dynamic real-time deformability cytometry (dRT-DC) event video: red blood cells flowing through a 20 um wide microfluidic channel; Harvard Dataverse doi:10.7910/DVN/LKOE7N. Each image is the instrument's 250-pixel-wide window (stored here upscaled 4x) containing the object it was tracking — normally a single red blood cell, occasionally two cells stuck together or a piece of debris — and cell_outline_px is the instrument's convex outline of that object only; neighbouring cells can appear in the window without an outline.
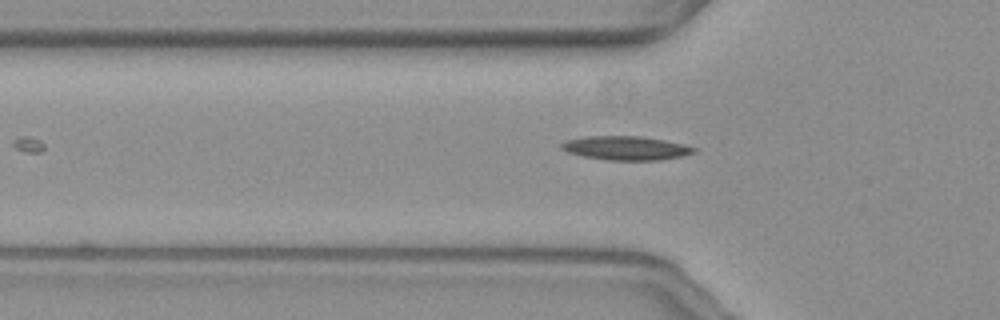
{"species": "common noctule bat (a hibernating species)", "species_latin": "Nyctalus noctula", "temperature_condition": "warm", "stored_images_in_passage": 14, "camera_frame_rate_fps": 3000, "um_per_image_px": 0.085, "animal": {"sex": "female", "body_mass_g": 19.3, "forearm_length_mm": 54.1}, "frame": {"image": 1, "passage_image": 2, "time_ms": 0.333, "image_size_px": [1000, 320], "cell_outline_px": [[696, 152], [680, 156], [660, 160], [608, 160], [584, 156], [568, 152], [560, 148], [560, 144], [568, 140], [588, 136], [640, 136], [664, 140], [684, 144], [696, 148]], "centroid_in_image_um": [53.21, 12.58], "position_along_channel_um": 72.6, "area_um2": 18.26}}
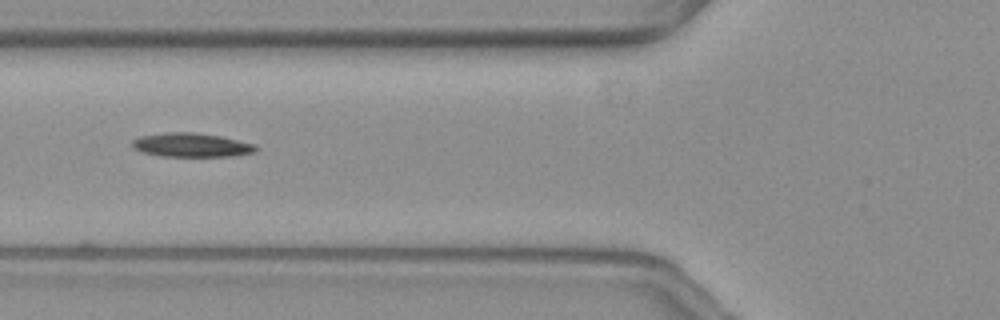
{"frame": {"image": 2, "passage_image": 5, "time_ms": 1.333, "image_size_px": [1000, 320], "cell_outline_px": [[260, 148], [256, 152], [236, 156], [160, 156], [140, 152], [132, 144], [132, 140], [140, 136], [164, 132], [192, 132], [220, 136], [252, 144]], "centroid_in_image_um": [16.27, 12.33], "position_along_channel_um": 109.5, "area_um2": 17.22}}
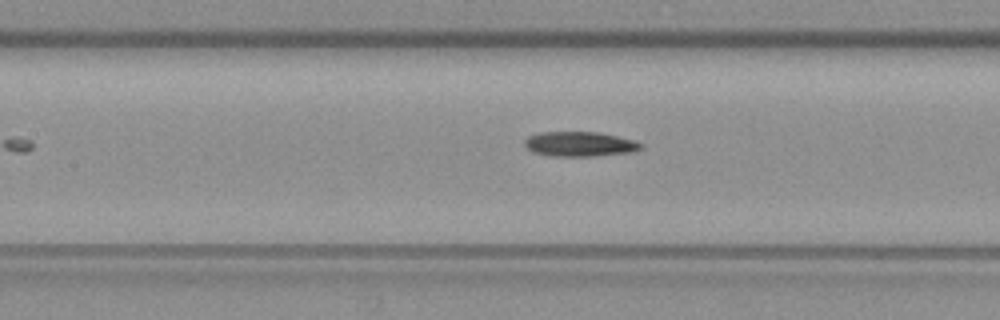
{"frame": {"image": 3, "passage_image": 9, "time_ms": 2.667, "image_size_px": [1000, 320], "cell_outline_px": [[644, 148], [636, 152], [596, 156], [548, 156], [532, 152], [524, 144], [524, 140], [528, 136], [540, 132], [596, 132], [616, 136], [632, 140], [644, 144]], "centroid_in_image_um": [49.3, 12.26], "position_along_channel_um": 158.1, "area_um2": 16.99}}